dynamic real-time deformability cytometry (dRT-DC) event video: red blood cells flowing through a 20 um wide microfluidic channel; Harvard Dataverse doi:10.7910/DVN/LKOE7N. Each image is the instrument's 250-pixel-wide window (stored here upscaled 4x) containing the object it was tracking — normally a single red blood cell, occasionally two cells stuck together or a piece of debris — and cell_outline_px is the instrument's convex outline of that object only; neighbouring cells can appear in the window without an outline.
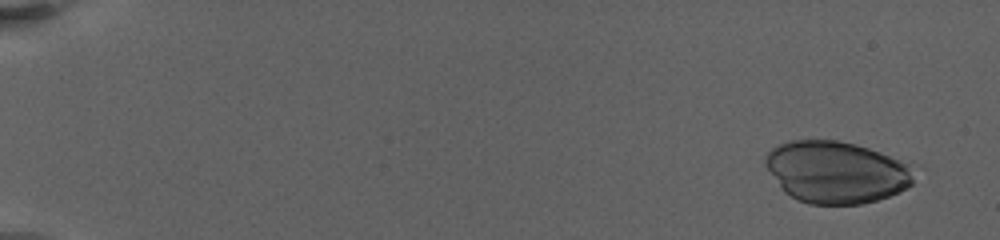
{"species": "human", "species_latin": "Homo sapiens", "temperature_condition": "warm", "stored_images_in_passage": 114, "camera_frame_rate_fps": 3000, "um_per_image_px": 0.085, "donor": {"sex": "female"}, "frame": {"image": 1, "passage_image": 6, "time_ms": 1.0, "image_size_px": [1000, 240], "cell_outline_px": [[912, 184], [900, 192], [876, 200], [860, 204], [808, 204], [796, 200], [784, 192], [768, 168], [768, 152], [772, 148], [788, 140], [836, 140], [856, 144], [880, 152], [908, 164], [912, 180]], "centroid_in_image_um": [71.07, 14.64], "position_along_channel_um": 13.9, "area_um2": 52.94}}
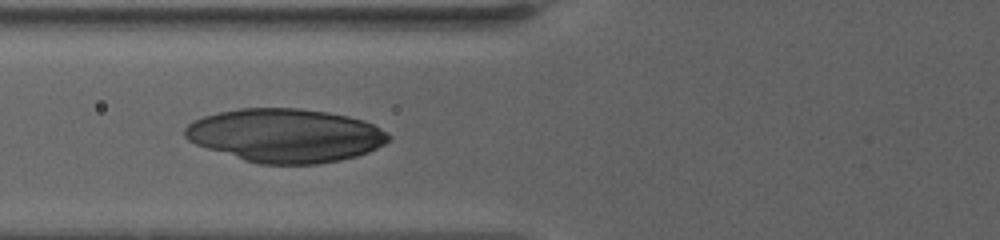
{"frame": {"image": 2, "passage_image": 56, "time_ms": 9.333, "image_size_px": [1000, 240], "cell_outline_px": [[392, 136], [384, 144], [368, 152], [356, 156], [340, 160], [320, 164], [256, 164], [196, 144], [188, 140], [184, 136], [184, 128], [192, 120], [204, 116], [220, 112], [240, 108], [300, 108], [328, 112], [348, 116], [364, 120], [380, 128]], "centroid_in_image_um": [24.26, 11.51], "position_along_channel_um": 101.5, "area_um2": 63.58}}
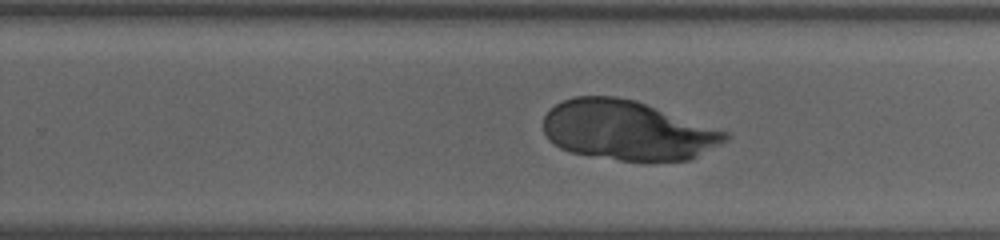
{"frame": {"image": 3, "passage_image": 88, "time_ms": 15.0, "image_size_px": [1000, 240], "cell_outline_px": [[732, 136], [728, 140], [688, 160], [644, 164], [572, 152], [560, 148], [548, 140], [544, 132], [544, 116], [556, 104], [564, 100], [576, 96], [616, 96], [636, 100], [728, 132]], "centroid_in_image_um": [53.36, 11.1], "position_along_channel_um": 276.4, "area_um2": 63.64}}